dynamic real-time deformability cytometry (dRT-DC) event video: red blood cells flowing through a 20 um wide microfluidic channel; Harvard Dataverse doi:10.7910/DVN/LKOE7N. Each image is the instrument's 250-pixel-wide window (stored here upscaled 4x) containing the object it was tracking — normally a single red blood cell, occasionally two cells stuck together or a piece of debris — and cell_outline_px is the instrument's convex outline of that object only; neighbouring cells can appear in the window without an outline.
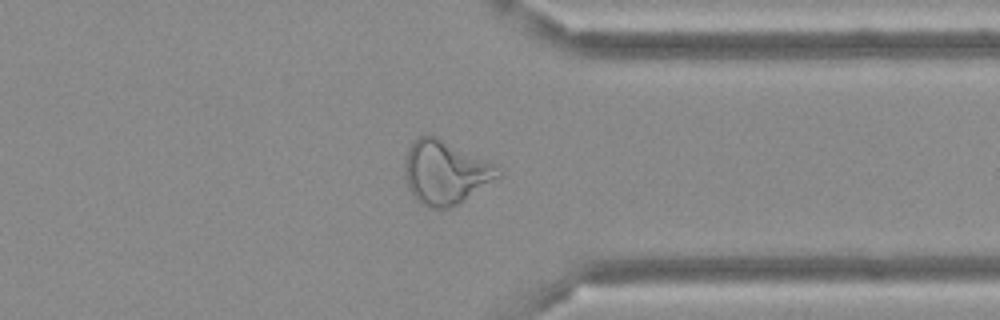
{"species": "Egyptian fruit bat (a non-hibernating species)", "species_latin": "Rousettus aegyptiacus", "temperature_condition": "cold", "stored_images_in_passage": 36, "camera_frame_rate_fps": 3000, "um_per_image_px": 0.085, "frame": {"image": 1, "passage_image": 25, "time_ms": 8.0, "image_size_px": [1000, 320], "cell_outline_px": [[504, 168], [500, 176], [456, 204], [448, 208], [428, 208], [420, 204], [412, 196], [408, 188], [404, 172], [404, 164], [408, 148], [420, 136], [436, 136], [496, 164]], "centroid_in_image_um": [37.84, 14.65], "position_along_channel_um": 373.6, "area_um2": 34.39}}
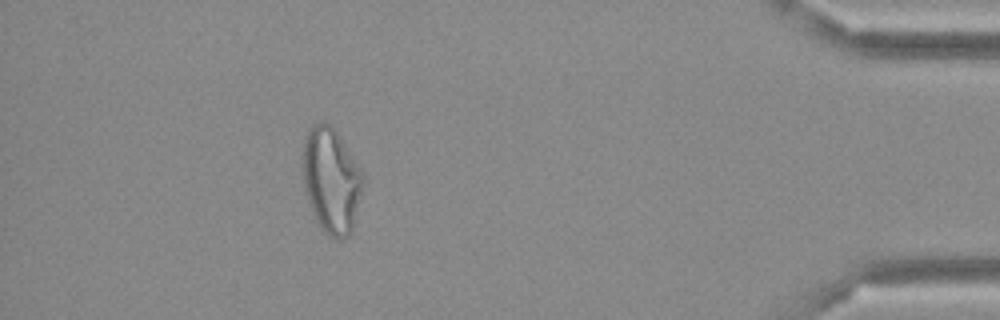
{"frame": {"image": 2, "passage_image": 31, "time_ms": 10.0, "image_size_px": [1000, 320], "cell_outline_px": [[364, 184], [352, 228], [348, 236], [340, 240], [336, 240], [324, 232], [320, 228], [312, 212], [304, 188], [300, 168], [300, 156], [304, 140], [308, 128], [312, 124], [324, 120], [332, 124], [360, 168], [364, 176]], "centroid_in_image_um": [28.11, 15.28], "position_along_channel_um": 407.1, "area_um2": 37.86}}